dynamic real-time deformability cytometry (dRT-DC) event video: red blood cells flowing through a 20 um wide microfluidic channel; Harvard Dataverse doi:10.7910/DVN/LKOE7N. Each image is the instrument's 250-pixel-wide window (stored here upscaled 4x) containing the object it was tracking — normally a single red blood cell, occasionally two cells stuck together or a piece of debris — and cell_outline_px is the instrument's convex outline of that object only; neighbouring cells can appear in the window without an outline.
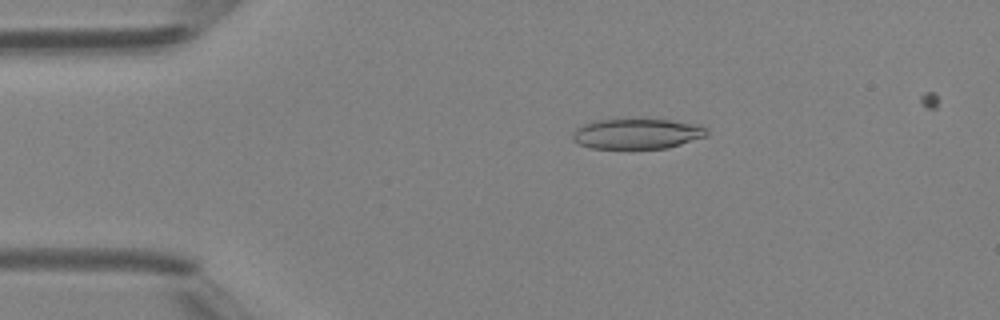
{"species": "Egyptian fruit bat (a non-hibernating species)", "species_latin": "Rousettus aegyptiacus", "temperature_condition": "room temperature", "stored_images_in_passage": 47, "camera_frame_rate_fps": 3000, "um_per_image_px": 0.085, "animal": {"sex": "female"}, "frame": {"image": 1, "passage_image": 9, "time_ms": 2.667, "image_size_px": [1000, 320], "cell_outline_px": [[708, 136], [668, 148], [592, 148], [580, 144], [572, 140], [572, 132], [576, 128], [584, 124], [596, 120], [616, 116], [668, 120], [700, 124], [708, 132]], "centroid_in_image_um": [54.12, 11.32], "position_along_channel_um": 30.9, "area_um2": 24.57}}
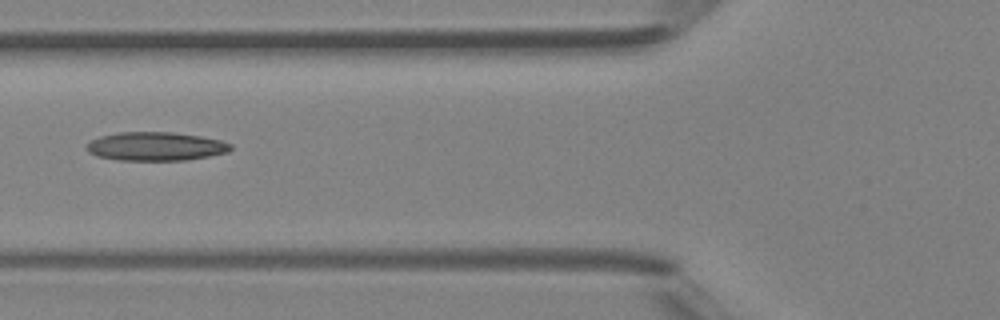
{"frame": {"image": 2, "passage_image": 18, "time_ms": 5.667, "image_size_px": [1000, 320], "cell_outline_px": [[232, 148], [228, 152], [208, 156], [184, 160], [120, 160], [96, 156], [88, 152], [84, 148], [92, 140], [100, 136], [120, 132], [172, 132], [200, 136], [220, 140], [232, 144]], "centroid_in_image_um": [13.22, 12.44], "position_along_channel_um": 112.6, "area_um2": 23.99}}
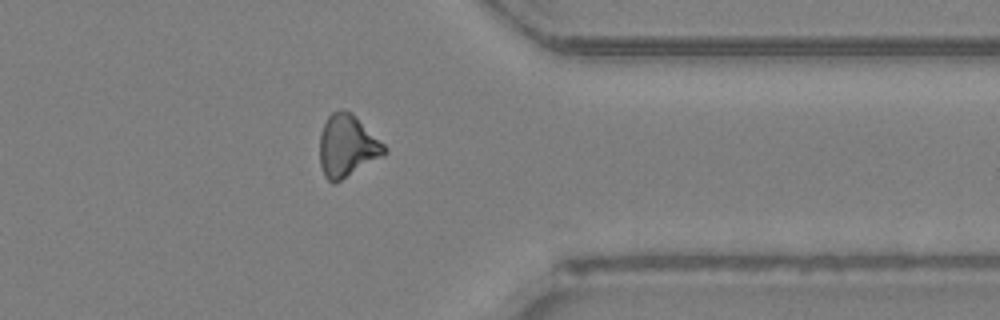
{"frame": {"image": 3, "passage_image": 37, "time_ms": 12.0, "image_size_px": [1000, 320], "cell_outline_px": [[388, 152], [384, 156], [336, 184], [332, 184], [324, 176], [320, 164], [320, 132], [328, 116], [332, 112], [348, 112], [356, 116], [388, 148]], "centroid_in_image_um": [29.52, 12.47], "position_along_channel_um": 381.9, "area_um2": 23.52}}